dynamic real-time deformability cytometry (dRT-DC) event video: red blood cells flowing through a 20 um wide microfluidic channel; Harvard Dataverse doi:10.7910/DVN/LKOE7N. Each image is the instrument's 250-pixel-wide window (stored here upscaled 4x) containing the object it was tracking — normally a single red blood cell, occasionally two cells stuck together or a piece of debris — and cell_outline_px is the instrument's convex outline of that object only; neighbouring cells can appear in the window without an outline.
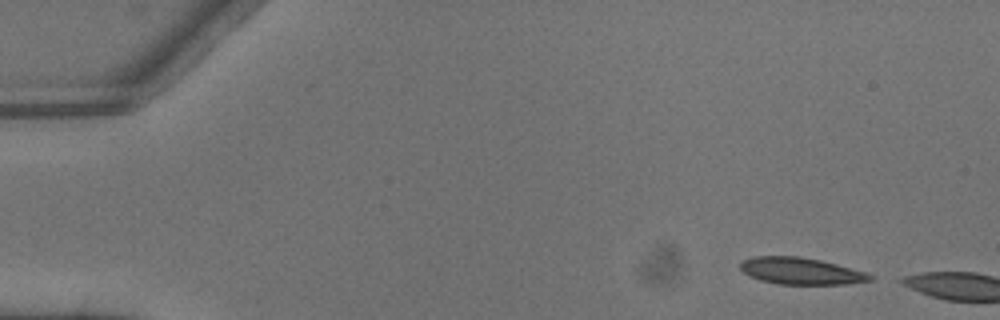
{"species": "common noctule bat (a hibernating species)", "species_latin": "Nyctalus noctula", "temperature_condition": "warm", "stored_images_in_passage": 2, "camera_frame_rate_fps": 3000, "um_per_image_px": 0.085, "animal": {"sex": "male", "body_mass_g": 13.3}, "frame": {"image": 1, "passage_image": 1, "time_ms": 0.0, "image_size_px": [1000, 320], "cell_outline_px": [[872, 280], [844, 284], [776, 284], [760, 280], [744, 272], [740, 268], [740, 264], [744, 260], [752, 256], [800, 256], [820, 260], [836, 264], [864, 272], [872, 276]], "centroid_in_image_um": [68.04, 23.03], "position_along_channel_um": 17.0, "area_um2": 20.0}}